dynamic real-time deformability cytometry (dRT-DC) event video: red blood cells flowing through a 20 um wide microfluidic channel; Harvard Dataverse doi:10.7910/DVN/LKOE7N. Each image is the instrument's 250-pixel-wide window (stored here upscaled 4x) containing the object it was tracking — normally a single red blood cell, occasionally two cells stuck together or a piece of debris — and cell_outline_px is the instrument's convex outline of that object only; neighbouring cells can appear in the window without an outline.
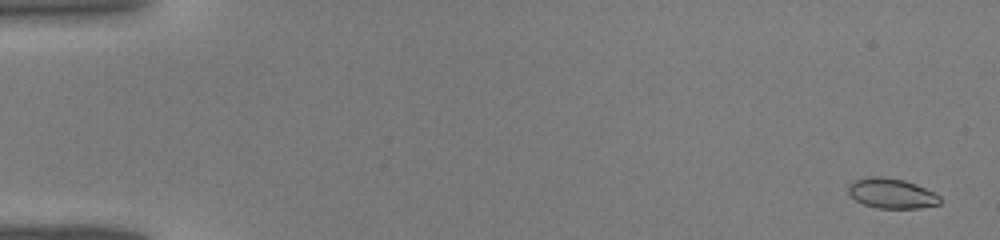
{"species": "common noctule bat (a hibernating species)", "species_latin": "Nyctalus noctula", "temperature_condition": "warm", "stored_images_in_passage": 44, "camera_frame_rate_fps": 3000, "um_per_image_px": 0.085, "animal": {"sex": "male", "body_mass_g": 19.0, "forearm_length_mm": 50.8}, "frame": {"image": 1, "passage_image": 2, "time_ms": 0.333, "image_size_px": [1000, 240], "cell_outline_px": [[940, 204], [920, 208], [876, 208], [864, 204], [856, 200], [848, 192], [848, 184], [852, 180], [868, 176], [880, 176], [904, 180], [916, 184], [940, 196]], "centroid_in_image_um": [75.75, 16.43], "position_along_channel_um": 9.3, "area_um2": 16.07}}
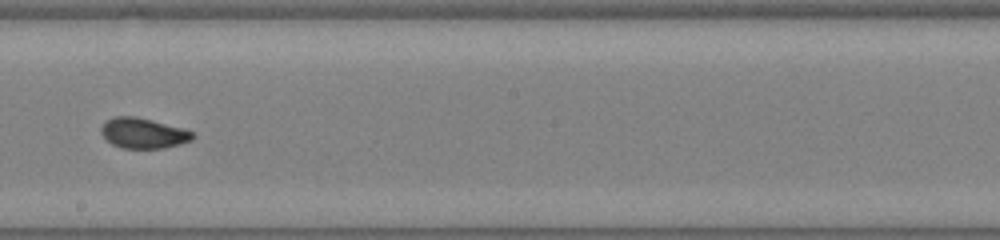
{"frame": {"image": 2, "passage_image": 26, "time_ms": 8.333, "image_size_px": [1000, 240], "cell_outline_px": [[196, 136], [192, 140], [180, 144], [164, 148], [120, 148], [112, 144], [100, 132], [100, 128], [112, 116], [136, 116], [152, 120], [180, 128], [192, 132]], "centroid_in_image_um": [12.16, 11.32], "position_along_channel_um": 236.0, "area_um2": 16.07}}
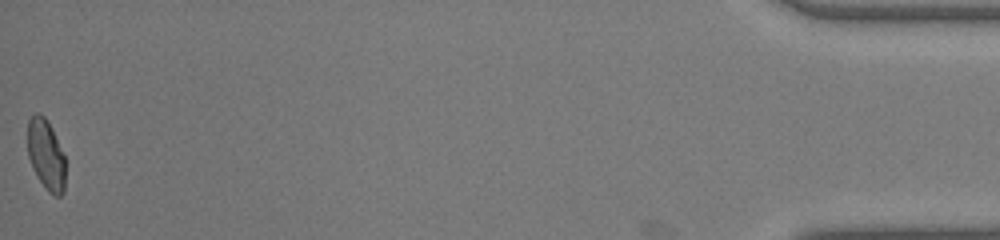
{"frame": {"image": 3, "passage_image": 44, "time_ms": 14.333, "image_size_px": [1000, 240], "cell_outline_px": [[64, 192], [60, 196], [56, 196], [48, 192], [36, 176], [28, 156], [28, 120], [36, 112], [44, 116], [52, 128], [64, 156]], "centroid_in_image_um": [3.9, 13.16], "position_along_channel_um": 431.3, "area_um2": 15.37}}